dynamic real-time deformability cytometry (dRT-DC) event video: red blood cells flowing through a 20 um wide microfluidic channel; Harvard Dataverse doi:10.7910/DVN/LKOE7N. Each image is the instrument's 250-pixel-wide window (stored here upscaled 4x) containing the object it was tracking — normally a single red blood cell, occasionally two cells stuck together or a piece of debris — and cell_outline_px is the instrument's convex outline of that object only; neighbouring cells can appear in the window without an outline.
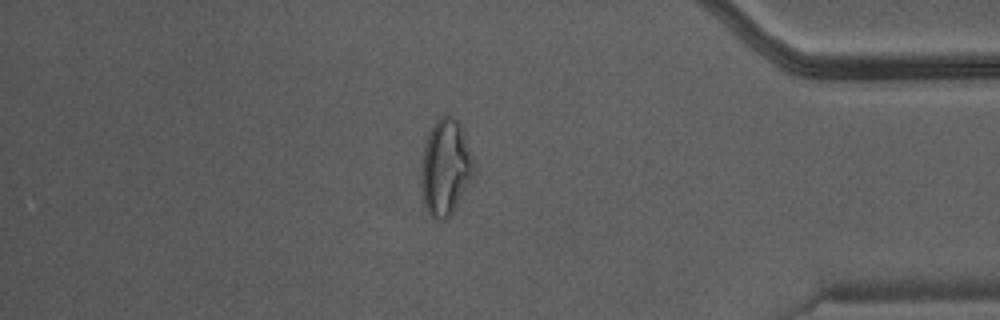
{"species": "Egyptian fruit bat (a non-hibernating species)", "species_latin": "Rousettus aegyptiacus", "temperature_condition": "warm", "stored_images_in_passage": 42, "camera_frame_rate_fps": 3000, "um_per_image_px": 0.085, "animal": {"sex": "male"}, "frame": {"image": 1, "passage_image": 36, "time_ms": 11.667, "image_size_px": [1000, 320], "cell_outline_px": [[476, 172], [472, 180], [452, 212], [444, 220], [436, 220], [428, 212], [424, 204], [420, 180], [420, 172], [424, 144], [428, 132], [436, 120], [440, 116], [452, 116], [460, 124], [476, 160]], "centroid_in_image_um": [37.89, 14.21], "position_along_channel_um": 397.3, "area_um2": 30.0}}